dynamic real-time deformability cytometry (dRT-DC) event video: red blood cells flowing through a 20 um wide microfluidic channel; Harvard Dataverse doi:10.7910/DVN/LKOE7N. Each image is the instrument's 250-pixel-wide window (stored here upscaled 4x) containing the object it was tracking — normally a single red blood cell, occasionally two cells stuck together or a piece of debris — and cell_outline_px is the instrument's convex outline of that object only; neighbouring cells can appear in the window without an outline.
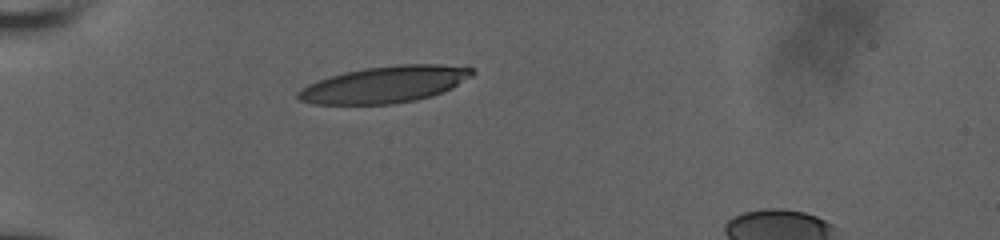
{"species": "human", "species_latin": "Homo sapiens", "temperature_condition": "room temperature", "stored_images_in_passage": 32, "camera_frame_rate_fps": 3000, "um_per_image_px": 0.085, "donor": {"sex": "male"}, "frame": {"image": 1, "passage_image": 1, "time_ms": 0.0, "image_size_px": [1000, 240], "cell_outline_px": [[476, 72], [472, 76], [452, 88], [432, 96], [416, 100], [392, 104], [312, 104], [300, 100], [296, 96], [296, 92], [300, 88], [308, 84], [344, 72], [364, 68], [396, 64], [440, 64], [472, 68]], "centroid_in_image_um": [32.71, 7.18], "position_along_channel_um": 52.3, "area_um2": 37.22}}
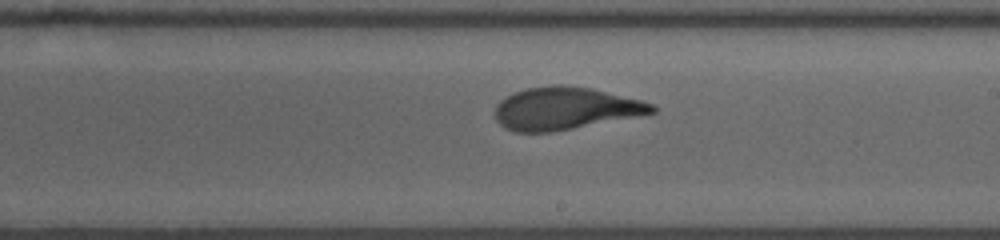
{"frame": {"image": 2, "passage_image": 18, "time_ms": 5.667, "image_size_px": [1000, 240], "cell_outline_px": [[656, 112], [552, 132], [516, 132], [504, 128], [496, 120], [492, 112], [496, 104], [500, 100], [512, 92], [528, 88], [556, 84], [560, 84], [592, 88], [640, 100], [652, 104], [656, 108]], "centroid_in_image_um": [47.95, 9.21], "position_along_channel_um": 241.0, "area_um2": 38.78}}
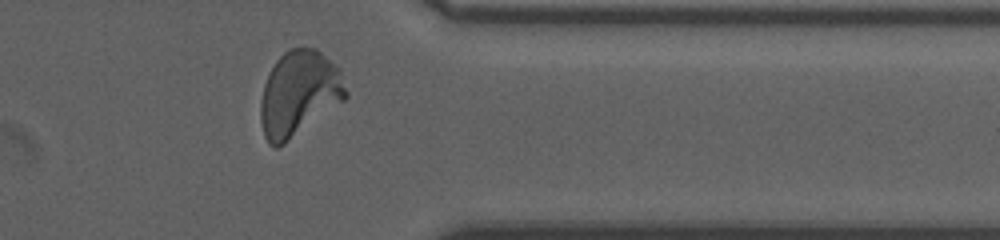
{"frame": {"image": 3, "passage_image": 30, "time_ms": 9.667, "image_size_px": [1000, 240], "cell_outline_px": [[348, 96], [344, 100], [284, 144], [276, 148], [268, 144], [264, 136], [260, 120], [260, 104], [264, 84], [276, 60], [288, 48], [304, 44], [316, 48], [340, 68], [348, 92]], "centroid_in_image_um": [25.42, 7.91], "position_along_channel_um": 386.0, "area_um2": 42.71}, "authors_computed_cell_mechanics": {"area_um2": 39.3618, "velocity_mm_per_s": 3.7783, "shape_relaxation_time_tau1_ms": 4.871, "shape_relaxation_time_tau2_ms": 0.8485, "deformation_change_tau1": 0.2145, "deformation_change_tau2": 0.0775}}